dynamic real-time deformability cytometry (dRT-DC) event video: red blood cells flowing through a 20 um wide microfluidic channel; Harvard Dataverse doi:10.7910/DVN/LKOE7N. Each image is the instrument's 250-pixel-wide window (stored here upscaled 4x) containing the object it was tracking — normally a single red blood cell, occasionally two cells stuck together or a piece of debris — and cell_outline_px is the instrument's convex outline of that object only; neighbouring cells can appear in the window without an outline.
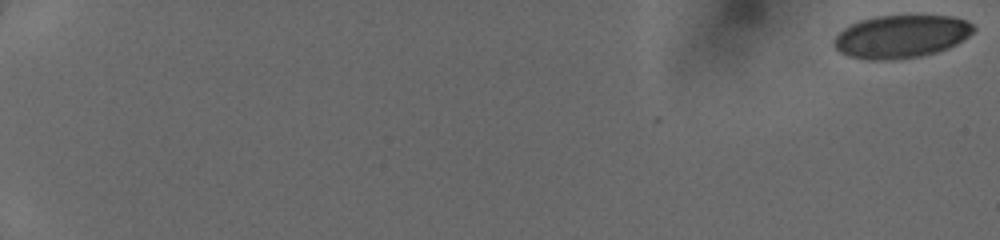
{"species": "human", "species_latin": "Homo sapiens", "temperature_condition": "cold", "stored_images_in_passage": 16, "camera_frame_rate_fps": 3000, "um_per_image_px": 0.085, "donor": {"sex": "female"}, "frame": {"image": 1, "passage_image": 1, "time_ms": 0.0, "image_size_px": [1000, 240], "cell_outline_px": [[976, 28], [968, 36], [956, 44], [948, 48], [936, 52], [920, 56], [892, 60], [868, 60], [848, 56], [840, 52], [832, 44], [836, 36], [844, 28], [860, 20], [876, 16], [952, 16], [968, 20]], "centroid_in_image_um": [76.6, 3.1], "position_along_channel_um": 8.4, "area_um2": 34.85}}
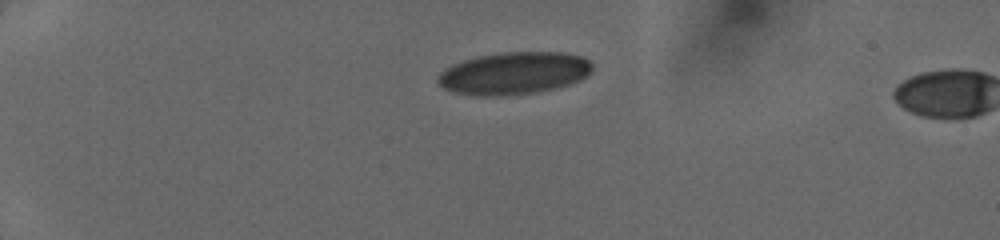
{"frame": {"image": 2, "passage_image": 14, "time_ms": 4.667, "image_size_px": [1000, 240], "cell_outline_px": [[592, 68], [580, 80], [568, 84], [552, 88], [532, 92], [504, 96], [476, 96], [456, 92], [444, 88], [436, 80], [440, 72], [444, 68], [452, 64], [476, 56], [504, 52], [560, 52], [580, 56], [588, 60], [592, 64]], "centroid_in_image_um": [43.62, 6.21], "position_along_channel_um": 41.4, "area_um2": 37.8}}